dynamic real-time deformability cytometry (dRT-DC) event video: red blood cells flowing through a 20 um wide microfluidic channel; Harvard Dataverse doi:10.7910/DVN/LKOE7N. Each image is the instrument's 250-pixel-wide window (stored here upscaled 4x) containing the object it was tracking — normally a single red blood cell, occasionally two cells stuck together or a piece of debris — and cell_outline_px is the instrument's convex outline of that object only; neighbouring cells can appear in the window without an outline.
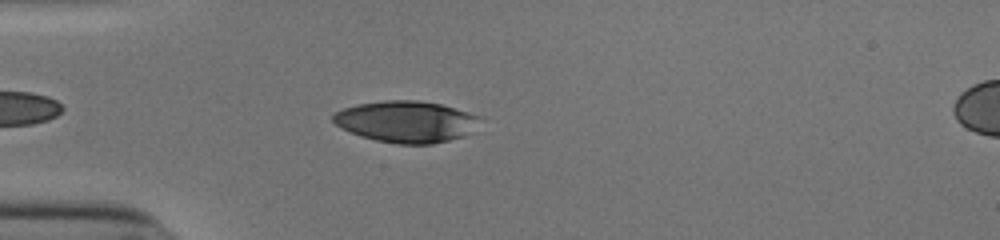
{"species": "human", "species_latin": "Homo sapiens", "temperature_condition": "cold", "stored_images_in_passage": 39, "camera_frame_rate_fps": 3000, "um_per_image_px": 0.085, "donor": {"sex": "male"}, "frame": {"image": 1, "passage_image": 5, "time_ms": 1.333, "image_size_px": [1000, 240], "cell_outline_px": [[484, 120], [464, 136], [432, 144], [396, 144], [376, 140], [360, 136], [340, 128], [332, 120], [332, 116], [336, 112], [344, 108], [360, 104], [384, 100], [416, 100], [440, 104], [484, 116]], "centroid_in_image_um": [34.57, 10.34], "position_along_channel_um": 50.4, "area_um2": 35.66}}
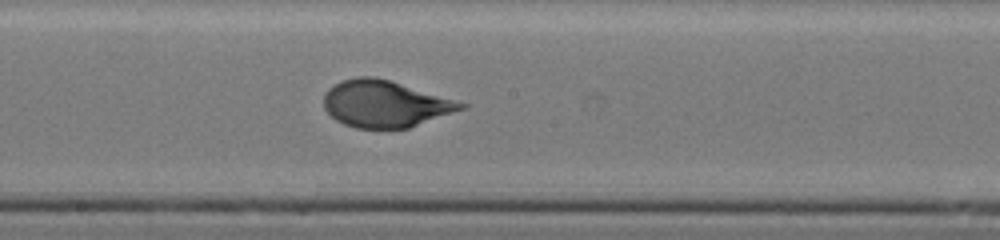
{"frame": {"image": 2, "passage_image": 19, "time_ms": 6.0, "image_size_px": [1000, 240], "cell_outline_px": [[468, 104], [464, 108], [408, 128], [356, 128], [344, 124], [336, 120], [324, 108], [324, 92], [328, 88], [344, 80], [356, 76], [372, 76], [388, 80]], "centroid_in_image_um": [32.67, 8.83], "position_along_channel_um": 215.5, "area_um2": 36.7}}
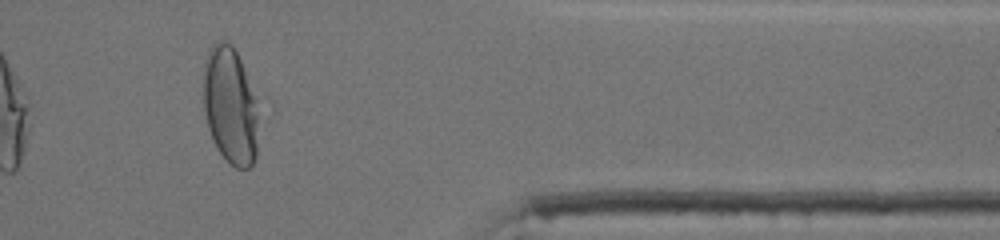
{"frame": {"image": 3, "passage_image": 34, "time_ms": 11.0, "image_size_px": [1000, 240], "cell_outline_px": [[260, 100], [256, 156], [252, 164], [248, 168], [236, 168], [220, 152], [208, 128], [204, 108], [204, 72], [208, 52], [212, 44], [216, 40], [224, 40], [232, 44]], "centroid_in_image_um": [19.63, 8.95], "position_along_channel_um": 391.8, "area_um2": 38.03}, "authors_computed_cell_mechanics": {"area_um2": 37.4544, "velocity_mm_per_s": 3.8905, "shape_relaxation_time_tau1_ms": 4.8024, "shape_relaxation_time_tau2_ms": null, "deformation_change_tau1": 0.2102, "deformation_change_tau2": null}}